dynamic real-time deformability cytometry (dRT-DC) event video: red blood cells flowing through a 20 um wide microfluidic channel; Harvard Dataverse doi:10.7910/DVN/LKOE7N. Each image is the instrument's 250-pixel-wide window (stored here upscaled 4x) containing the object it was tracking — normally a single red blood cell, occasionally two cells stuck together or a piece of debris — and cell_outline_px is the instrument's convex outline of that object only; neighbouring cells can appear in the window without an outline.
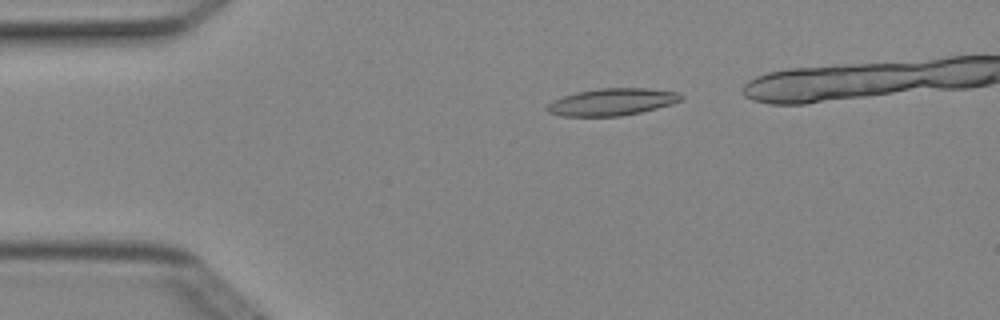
{"species": "Egyptian fruit bat (a non-hibernating species)", "species_latin": "Rousettus aegyptiacus", "temperature_condition": "cold", "stored_images_in_passage": 4, "camera_frame_rate_fps": 3000, "um_per_image_px": 0.085, "animal": {"sex": "female"}, "frame": {"image": 1, "passage_image": 2, "time_ms": 0.333, "image_size_px": [1000, 320], "cell_outline_px": [[684, 96], [680, 100], [672, 104], [640, 112], [620, 116], [560, 116], [548, 112], [544, 108], [552, 100], [576, 92], [600, 88], [648, 88], [680, 92]], "centroid_in_image_um": [52.01, 8.66], "position_along_channel_um": 33.0, "area_um2": 21.21}}